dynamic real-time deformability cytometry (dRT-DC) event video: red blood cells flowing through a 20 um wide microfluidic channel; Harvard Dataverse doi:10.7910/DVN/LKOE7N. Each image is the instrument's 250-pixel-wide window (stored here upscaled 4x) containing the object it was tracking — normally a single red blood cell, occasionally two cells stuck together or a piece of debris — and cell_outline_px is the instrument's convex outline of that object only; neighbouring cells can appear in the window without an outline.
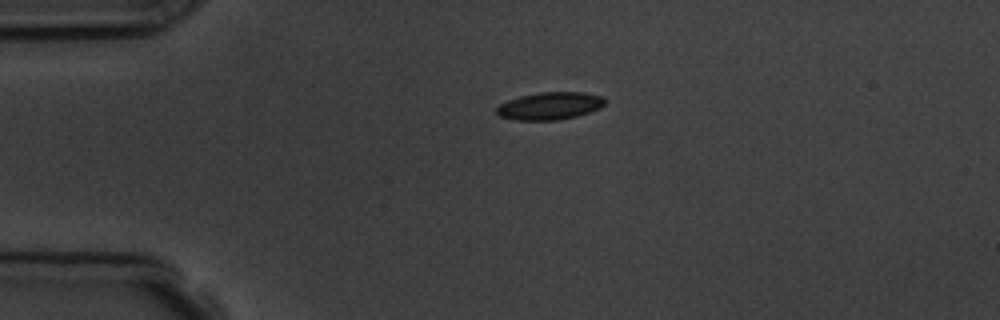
{"species": "common noctule bat (a hibernating species)", "species_latin": "Nyctalus noctula", "temperature_condition": "room temperature", "stored_images_in_passage": 1, "camera_frame_rate_fps": 3000, "um_per_image_px": 0.085, "animal": {"sex": "male", "body_mass_g": 19.5, "forearm_length_mm": 54.6}, "frame": {"image": 1, "passage_image": 1, "time_ms": 0.0, "image_size_px": [1000, 320], "cell_outline_px": [[604, 104], [600, 108], [576, 116], [560, 120], [516, 120], [500, 116], [496, 112], [496, 108], [500, 104], [508, 100], [520, 96], [540, 92], [584, 92], [604, 96]], "centroid_in_image_um": [46.74, 9.0], "position_along_channel_um": 38.3, "area_um2": 17.34}}